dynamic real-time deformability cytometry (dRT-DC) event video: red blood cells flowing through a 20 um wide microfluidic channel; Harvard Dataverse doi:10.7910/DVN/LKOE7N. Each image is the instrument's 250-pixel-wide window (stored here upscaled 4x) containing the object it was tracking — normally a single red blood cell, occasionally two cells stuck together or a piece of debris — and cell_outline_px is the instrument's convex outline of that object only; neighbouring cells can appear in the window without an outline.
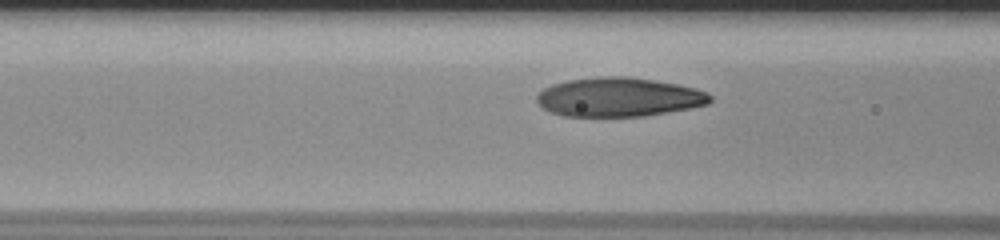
{"species": "human", "species_latin": "Homo sapiens", "temperature_condition": "room temperature", "stored_images_in_passage": 30, "camera_frame_rate_fps": 3000, "um_per_image_px": 0.085, "donor": {"sex": "male"}, "frame": {"image": 1, "passage_image": 8, "time_ms": 2.333, "image_size_px": [1000, 240], "cell_outline_px": [[712, 100], [708, 104], [688, 108], [644, 116], [564, 116], [552, 112], [544, 108], [536, 100], [536, 96], [544, 88], [552, 84], [568, 80], [600, 76], [624, 76], [656, 80], [696, 88], [708, 92], [712, 96]], "centroid_in_image_um": [52.61, 8.24], "position_along_channel_um": 114.0, "area_um2": 39.36}}
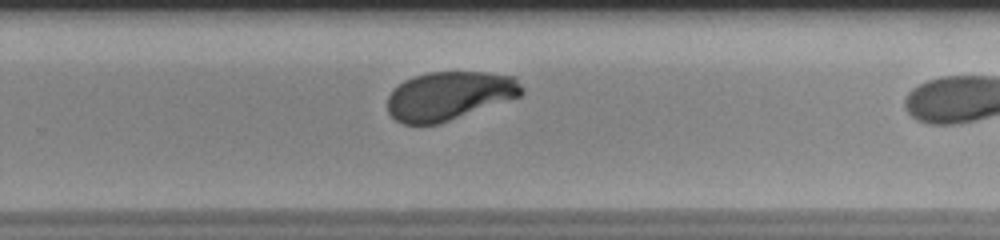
{"frame": {"image": 2, "passage_image": 22, "time_ms": 7.0, "image_size_px": [1000, 240], "cell_outline_px": [[524, 92], [520, 96], [436, 124], [404, 124], [396, 120], [388, 112], [388, 96], [404, 80], [412, 76], [428, 72], [488, 72], [516, 76], [524, 88]], "centroid_in_image_um": [38.21, 8.11], "position_along_channel_um": 291.6, "area_um2": 37.74}}
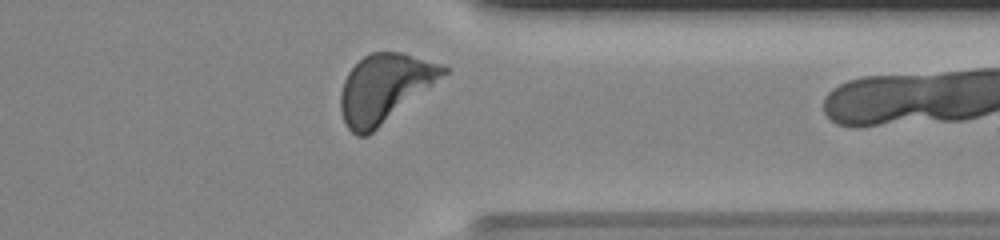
{"frame": {"image": 3, "passage_image": 29, "time_ms": 9.333, "image_size_px": [1000, 240], "cell_outline_px": [[448, 72], [368, 136], [356, 136], [348, 128], [344, 120], [340, 108], [340, 92], [344, 80], [348, 72], [364, 56], [372, 52], [400, 52], [440, 64], [448, 68]], "centroid_in_image_um": [32.64, 7.5], "position_along_channel_um": 378.8, "area_um2": 40.11}}